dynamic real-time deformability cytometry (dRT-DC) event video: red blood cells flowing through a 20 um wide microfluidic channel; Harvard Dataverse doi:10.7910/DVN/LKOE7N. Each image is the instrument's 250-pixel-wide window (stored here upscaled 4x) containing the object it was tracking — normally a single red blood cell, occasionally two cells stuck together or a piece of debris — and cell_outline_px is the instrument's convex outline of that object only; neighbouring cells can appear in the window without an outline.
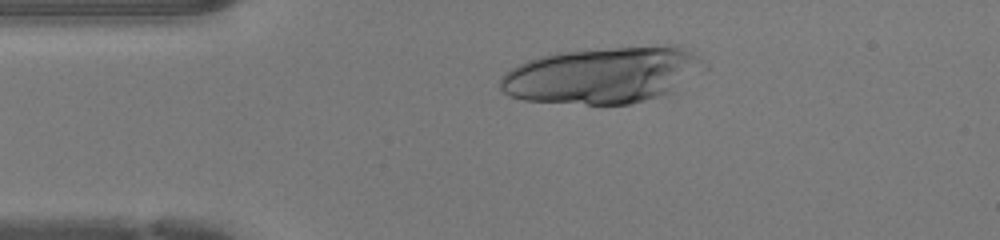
{"species": "human", "species_latin": "Homo sapiens", "temperature_condition": "warm", "stored_images_in_passage": 15, "camera_frame_rate_fps": 3000, "um_per_image_px": 0.085, "donor": {"sex": "female"}, "frame": {"image": 1, "passage_image": 8, "time_ms": 2.333, "image_size_px": [1000, 240], "cell_outline_px": [[708, 68], [704, 72], [672, 92], [664, 96], [632, 104], [588, 104], [524, 100], [508, 96], [500, 88], [500, 76], [504, 72], [528, 60], [540, 56], [556, 52], [668, 44], [680, 44], [688, 48], [708, 64]], "centroid_in_image_um": [51.34, 6.37], "position_along_channel_um": 33.7, "area_um2": 68.15}}